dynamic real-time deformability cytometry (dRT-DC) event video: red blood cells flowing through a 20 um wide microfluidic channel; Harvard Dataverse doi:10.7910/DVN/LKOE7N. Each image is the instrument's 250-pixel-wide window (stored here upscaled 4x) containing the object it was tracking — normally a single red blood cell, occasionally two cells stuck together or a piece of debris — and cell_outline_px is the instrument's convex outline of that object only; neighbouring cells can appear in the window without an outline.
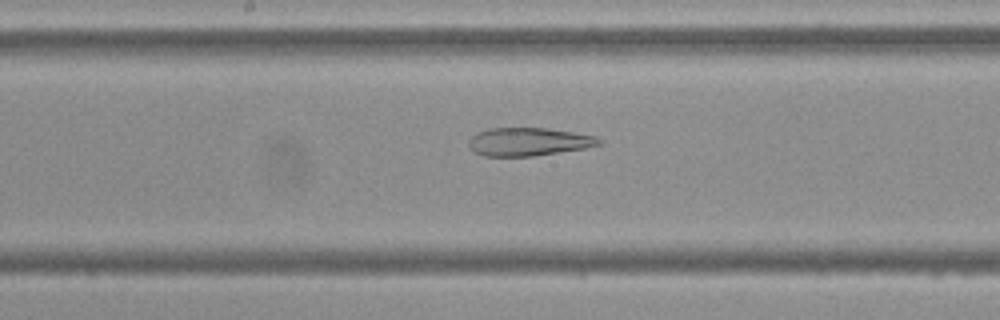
{"species": "Egyptian fruit bat (a non-hibernating species)", "species_latin": "Rousettus aegyptiacus", "temperature_condition": "cold", "stored_images_in_passage": 55, "camera_frame_rate_fps": 3000, "um_per_image_px": 0.085, "frame": {"image": 1, "passage_image": 29, "time_ms": 9.333, "image_size_px": [1000, 320], "cell_outline_px": [[600, 144], [584, 148], [532, 156], [484, 156], [476, 152], [468, 144], [468, 140], [476, 132], [488, 128], [548, 128], [596, 136], [600, 140]], "centroid_in_image_um": [44.89, 12.04], "position_along_channel_um": 203.3, "area_um2": 21.15}}
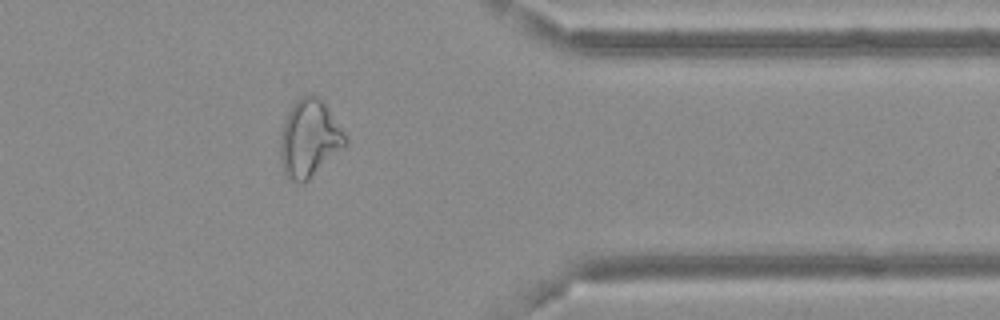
{"frame": {"image": 2, "passage_image": 45, "time_ms": 14.667, "image_size_px": [1000, 320], "cell_outline_px": [[348, 140], [308, 180], [300, 184], [296, 184], [284, 172], [280, 156], [280, 136], [288, 112], [292, 104], [296, 100], [304, 96], [316, 96], [324, 104]], "centroid_in_image_um": [26.23, 11.79], "position_along_channel_um": 385.2, "area_um2": 28.09}}
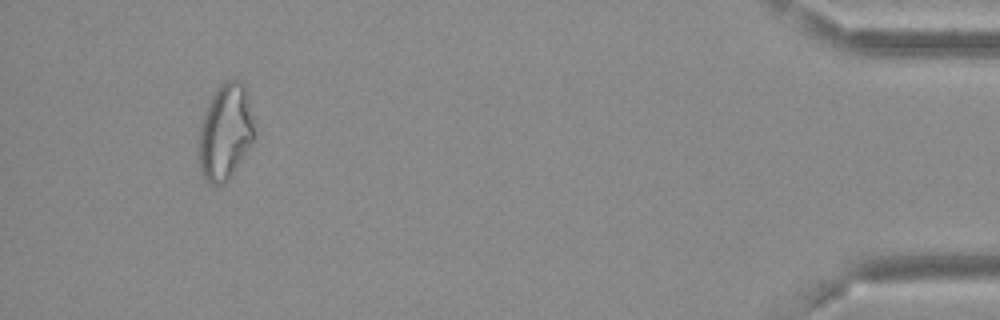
{"frame": {"image": 3, "passage_image": 52, "time_ms": 17.0, "image_size_px": [1000, 320], "cell_outline_px": [[256, 124], [252, 144], [228, 180], [224, 184], [216, 188], [208, 184], [200, 176], [200, 124], [208, 104], [216, 88], [224, 80], [240, 80], [244, 84]], "centroid_in_image_um": [19.17, 11.25], "position_along_channel_um": 416.0, "area_um2": 31.5}, "authors_computed_cell_mechanics": {"area_um2": 29.0156, "velocity_mm_per_s": 3.6805, "shape_relaxation_time_tau1_ms": null, "shape_relaxation_time_tau2_ms": 5.2234, "deformation_change_tau1": null, "deformation_change_tau2": 0.1562}}